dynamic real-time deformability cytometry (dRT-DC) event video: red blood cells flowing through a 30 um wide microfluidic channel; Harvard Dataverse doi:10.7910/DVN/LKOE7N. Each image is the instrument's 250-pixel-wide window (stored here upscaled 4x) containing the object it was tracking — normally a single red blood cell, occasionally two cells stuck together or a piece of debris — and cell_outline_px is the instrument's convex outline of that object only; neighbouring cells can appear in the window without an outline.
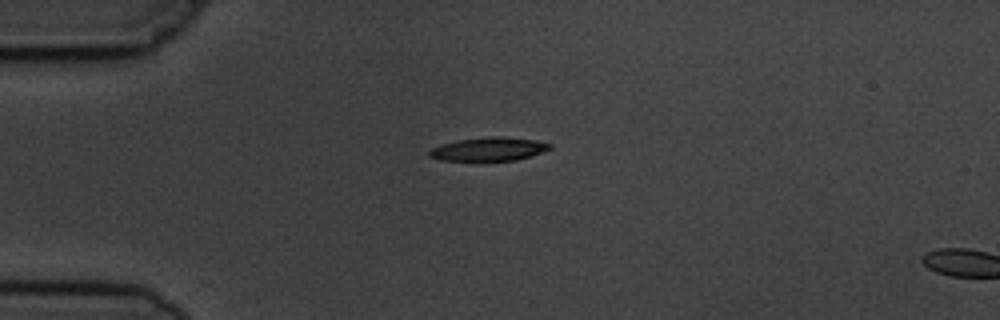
{"species": "common noctule bat (a hibernating species)", "species_latin": "Nyctalus noctula", "temperature_condition": "cold", "stored_images_in_passage": 2, "camera_frame_rate_fps": 3000, "um_per_image_px": 0.085, "animal": {"sex": "male", "body_mass_g": 19.5, "forearm_length_mm": 54.6}, "frame": {"image": 1, "passage_image": 1, "time_ms": 0.0, "image_size_px": [1000, 320], "cell_outline_px": [[552, 148], [516, 160], [440, 160], [428, 156], [428, 152], [432, 148], [440, 144], [456, 140], [488, 136], [504, 136], [536, 140], [552, 144]], "centroid_in_image_um": [41.51, 12.65], "position_along_channel_um": 43.5, "area_um2": 16.47}}